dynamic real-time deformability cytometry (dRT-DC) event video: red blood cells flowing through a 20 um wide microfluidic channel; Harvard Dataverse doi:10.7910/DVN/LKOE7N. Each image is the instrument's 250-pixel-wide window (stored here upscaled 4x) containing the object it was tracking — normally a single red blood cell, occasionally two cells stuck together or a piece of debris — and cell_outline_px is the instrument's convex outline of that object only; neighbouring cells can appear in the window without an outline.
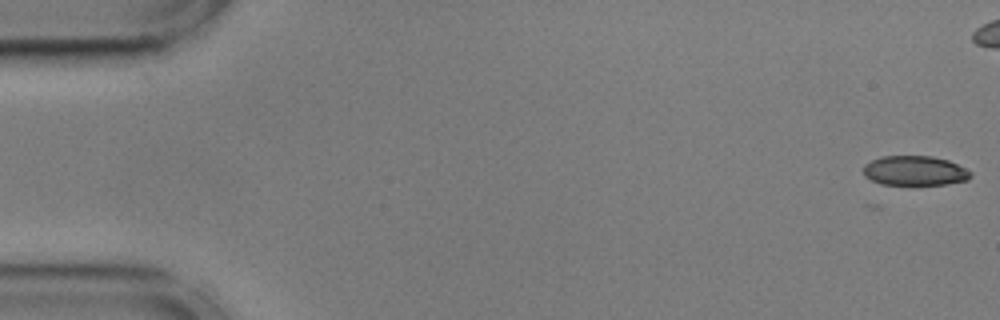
{"species": "common noctule bat (a hibernating species)", "species_latin": "Nyctalus noctula", "temperature_condition": "cold", "stored_images_in_passage": 5, "camera_frame_rate_fps": 3000, "um_per_image_px": 0.085, "animal": {"sex": "male", "body_mass_g": 17.9, "forearm_length_mm": 54.2}, "frame": {"image": 1, "passage_image": 1, "time_ms": 0.0, "image_size_px": [1000, 320], "cell_outline_px": [[972, 176], [968, 180], [948, 184], [880, 184], [864, 176], [864, 164], [880, 156], [932, 156], [948, 160], [972, 172]], "centroid_in_image_um": [77.76, 14.5], "position_along_channel_um": 7.2, "area_um2": 18.5}}